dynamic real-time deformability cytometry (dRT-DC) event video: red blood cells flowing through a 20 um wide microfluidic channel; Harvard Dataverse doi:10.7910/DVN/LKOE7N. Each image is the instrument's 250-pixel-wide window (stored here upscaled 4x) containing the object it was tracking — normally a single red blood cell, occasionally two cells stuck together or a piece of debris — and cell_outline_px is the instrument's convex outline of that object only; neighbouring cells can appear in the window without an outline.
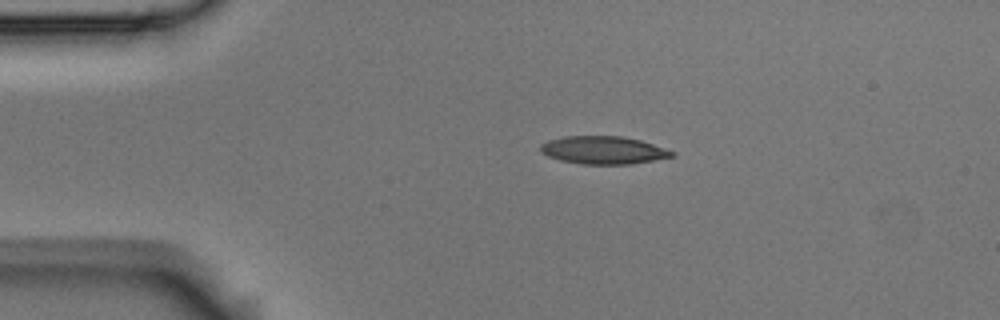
{"species": "Egyptian fruit bat (a non-hibernating species)", "species_latin": "Rousettus aegyptiacus", "temperature_condition": "room temperature", "stored_images_in_passage": 46, "camera_frame_rate_fps": 3000, "um_per_image_px": 0.085, "animal": {"sex": "male"}, "frame": {"image": 1, "passage_image": 1, "time_ms": 0.0, "image_size_px": [1000, 320], "cell_outline_px": [[676, 156], [632, 164], [580, 164], [560, 160], [548, 156], [540, 152], [540, 144], [548, 140], [564, 136], [624, 136], [640, 140], [676, 152]], "centroid_in_image_um": [51.28, 12.76], "position_along_channel_um": 33.7, "area_um2": 21.44}}
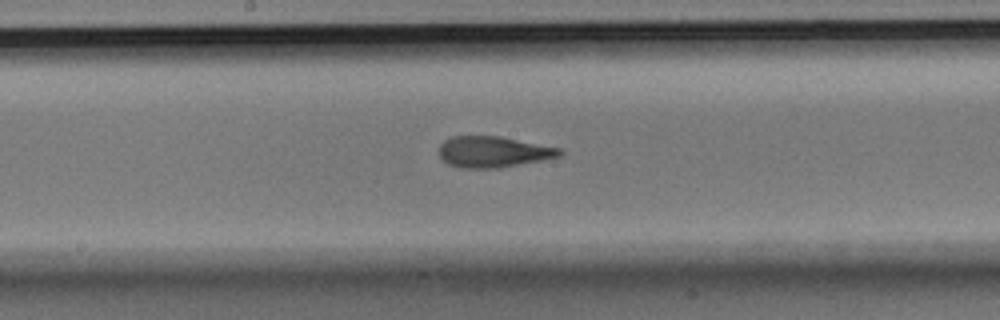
{"frame": {"image": 2, "passage_image": 19, "time_ms": 6.0, "image_size_px": [1000, 320], "cell_outline_px": [[564, 152], [560, 156], [500, 168], [464, 168], [448, 164], [440, 156], [440, 144], [444, 140], [452, 136], [500, 136], [564, 148]], "centroid_in_image_um": [41.97, 12.9], "position_along_channel_um": 206.2, "area_um2": 21.91}}
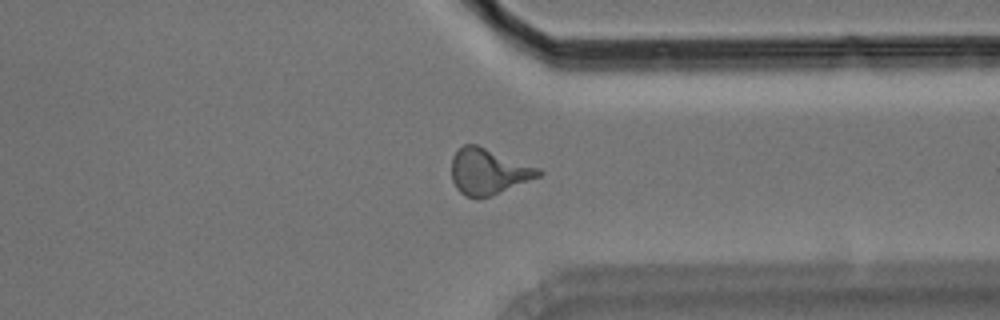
{"frame": {"image": 3, "passage_image": 33, "time_ms": 10.667, "image_size_px": [1000, 320], "cell_outline_px": [[544, 172], [540, 176], [492, 196], [480, 200], [476, 200], [464, 196], [456, 188], [452, 180], [452, 156], [464, 144], [476, 144], [540, 168]], "centroid_in_image_um": [41.5, 14.61], "position_along_channel_um": 369.9, "area_um2": 23.52}, "authors_computed_cell_mechanics": {"area_um2": 21.7906, "velocity_mm_per_s": 3.538, "shape_relaxation_time_tau1_ms": 6.2666, "shape_relaxation_time_tau2_ms": 2.0038, "deformation_change_tau1": 0.2123, "deformation_change_tau2": 0.1102}}